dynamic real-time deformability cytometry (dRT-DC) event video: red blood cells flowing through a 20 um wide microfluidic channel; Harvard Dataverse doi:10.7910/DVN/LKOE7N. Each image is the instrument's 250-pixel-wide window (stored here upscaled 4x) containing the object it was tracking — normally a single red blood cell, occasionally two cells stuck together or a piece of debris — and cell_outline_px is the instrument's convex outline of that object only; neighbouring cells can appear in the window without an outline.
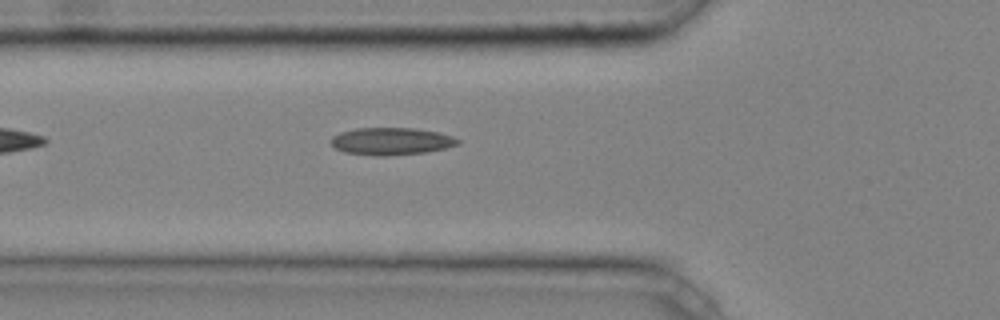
{"species": "common noctule bat (a hibernating species)", "species_latin": "Nyctalus noctula", "temperature_condition": "cold", "stored_images_in_passage": 2, "camera_frame_rate_fps": 3000, "um_per_image_px": 0.085, "animal": {"sex": "male", "body_mass_g": 20.4}, "frame": {"image": 1, "passage_image": 2, "time_ms": 0.333, "image_size_px": [1000, 320], "cell_outline_px": [[460, 144], [444, 148], [424, 152], [384, 156], [376, 156], [344, 152], [336, 148], [328, 140], [332, 136], [340, 132], [356, 128], [412, 128], [436, 132], [452, 136], [460, 140]], "centroid_in_image_um": [33.21, 12.0], "position_along_channel_um": 92.6, "area_um2": 20.11}}